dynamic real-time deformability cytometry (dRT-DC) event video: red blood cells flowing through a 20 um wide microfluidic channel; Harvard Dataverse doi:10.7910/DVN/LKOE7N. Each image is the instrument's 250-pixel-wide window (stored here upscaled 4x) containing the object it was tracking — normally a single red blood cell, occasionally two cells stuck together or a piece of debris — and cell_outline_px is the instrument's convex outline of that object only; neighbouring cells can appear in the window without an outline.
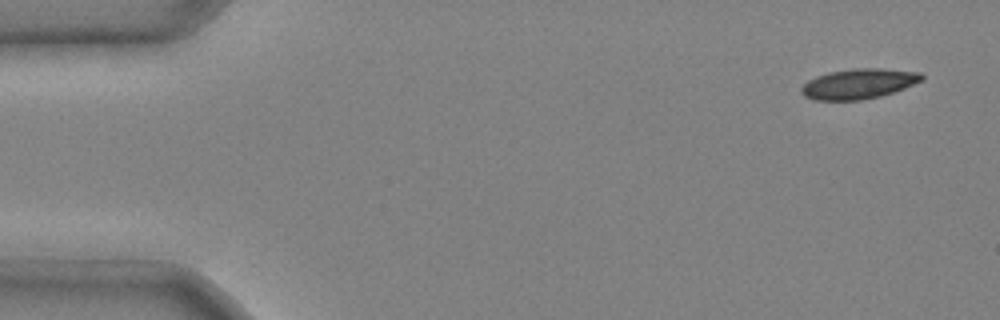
{"species": "common noctule bat (a hibernating species)", "species_latin": "Nyctalus noctula", "temperature_condition": "cold", "stored_images_in_passage": 5, "segment_of_instrument_passage": [1, 2], "camera_frame_rate_fps": 3000, "um_per_image_px": 0.085, "animal": {"sex": "male", "body_mass_g": 20.4}, "frame": {"image": 1, "passage_image": 1, "time_ms": 0.0, "image_size_px": [1000, 320], "cell_outline_px": [[924, 80], [904, 88], [880, 96], [860, 100], [812, 100], [804, 96], [800, 92], [800, 88], [808, 80], [816, 76], [828, 72], [852, 68], [880, 68], [920, 72], [924, 76]], "centroid_in_image_um": [72.97, 7.11], "position_along_channel_um": 12.0, "area_um2": 21.27}}
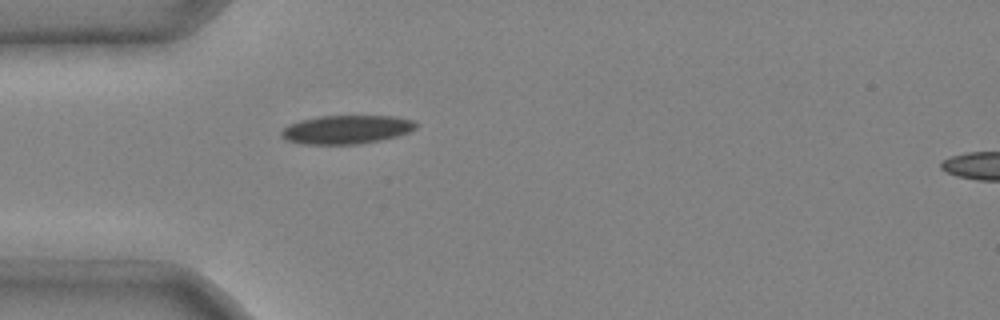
{"frame": {"image": 2, "passage_image": 4, "time_ms": 1.0, "image_size_px": [1000, 320], "cell_outline_px": [[420, 124], [416, 128], [408, 132], [396, 136], [380, 140], [360, 144], [300, 144], [284, 140], [280, 136], [280, 132], [284, 128], [300, 120], [320, 116], [392, 116], [416, 120]], "centroid_in_image_um": [29.46, 11.01], "position_along_channel_um": 55.5, "area_um2": 22.6}}